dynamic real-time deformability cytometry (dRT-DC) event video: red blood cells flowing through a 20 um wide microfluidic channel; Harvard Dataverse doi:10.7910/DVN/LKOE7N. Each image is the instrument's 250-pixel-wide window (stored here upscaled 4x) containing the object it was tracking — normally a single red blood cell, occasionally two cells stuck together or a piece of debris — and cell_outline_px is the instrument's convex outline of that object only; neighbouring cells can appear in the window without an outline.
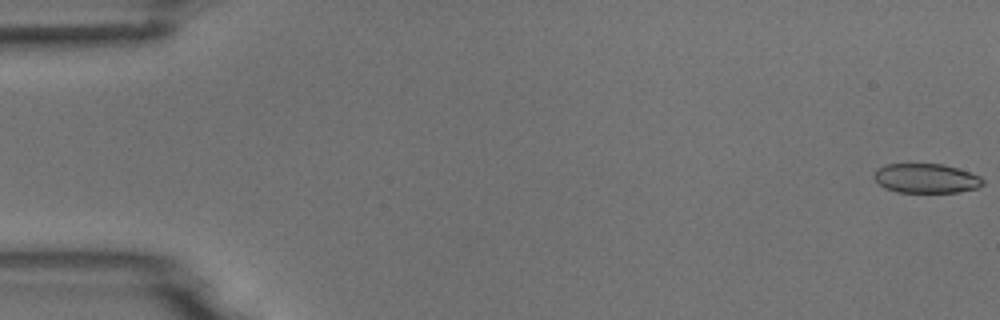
{"species": "common noctule bat (a hibernating species)", "species_latin": "Nyctalus noctula", "temperature_condition": "room temperature", "stored_images_in_passage": 49, "camera_frame_rate_fps": 3000, "um_per_image_px": 0.085, "animal": {"sex": "male", "body_mass_g": 18.8}, "frame": {"image": 1, "passage_image": 1, "time_ms": 0.0, "image_size_px": [1000, 320], "cell_outline_px": [[984, 184], [976, 188], [956, 192], [896, 192], [884, 188], [872, 176], [876, 168], [884, 164], [940, 164], [956, 168], [980, 176], [984, 180]], "centroid_in_image_um": [78.67, 15.16], "position_along_channel_um": 6.3, "area_um2": 18.61}}
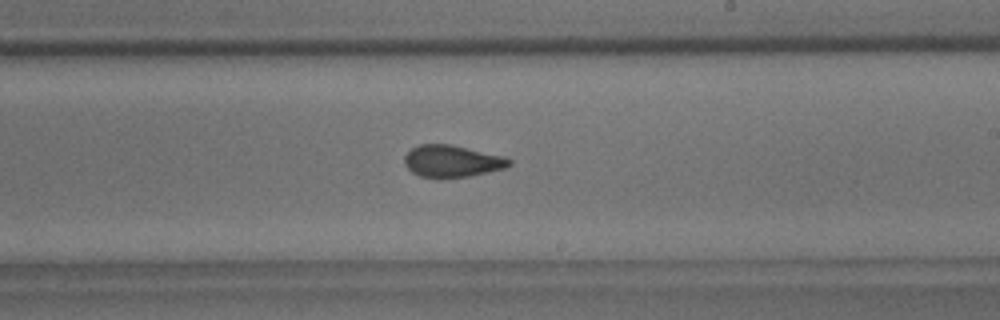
{"frame": {"image": 2, "passage_image": 32, "time_ms": 10.333, "image_size_px": [1000, 320], "cell_outline_px": [[512, 164], [504, 168], [488, 172], [468, 176], [440, 180], [420, 176], [412, 172], [404, 164], [404, 156], [412, 148], [420, 144], [452, 144], [504, 156], [512, 160]], "centroid_in_image_um": [38.41, 13.71], "position_along_channel_um": 250.6, "area_um2": 19.88}}
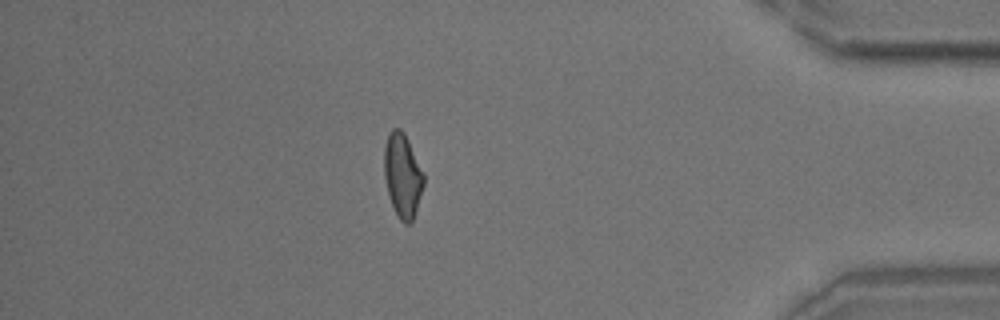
{"frame": {"image": 3, "passage_image": 47, "time_ms": 15.333, "image_size_px": [1000, 320], "cell_outline_px": [[424, 184], [412, 220], [408, 224], [404, 224], [400, 220], [392, 204], [388, 192], [384, 176], [384, 148], [388, 136], [392, 128], [400, 128], [404, 132], [424, 172]], "centroid_in_image_um": [34.22, 14.88], "position_along_channel_um": 401.0, "area_um2": 19.07}, "authors_computed_cell_mechanics": {"area_um2": 19.8254, "velocity_mm_per_s": 3.7914, "shape_relaxation_time_tau1_ms": 8.353, "shape_relaxation_time_tau2_ms": 1.5949, "deformation_change_tau1": 0.1799, "deformation_change_tau2": 0.0777}}